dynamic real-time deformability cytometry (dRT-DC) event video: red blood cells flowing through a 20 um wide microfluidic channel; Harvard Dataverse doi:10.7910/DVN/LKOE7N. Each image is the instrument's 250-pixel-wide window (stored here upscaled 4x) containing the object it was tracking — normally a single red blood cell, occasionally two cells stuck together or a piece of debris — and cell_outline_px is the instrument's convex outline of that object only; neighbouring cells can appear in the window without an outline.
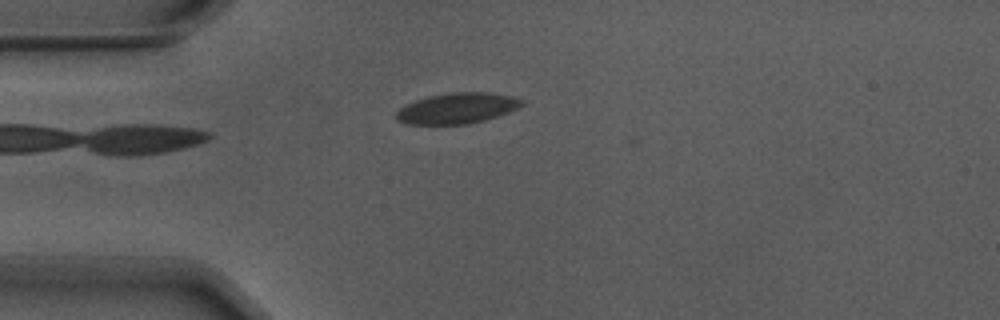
{"species": "Egyptian fruit bat (a non-hibernating species)", "species_latin": "Rousettus aegyptiacus", "temperature_condition": "warm", "stored_images_in_passage": 7, "camera_frame_rate_fps": 3000, "um_per_image_px": 0.085, "animal": {"sex": "male"}, "frame": {"image": 1, "passage_image": 5, "time_ms": 1.333, "image_size_px": [1000, 320], "cell_outline_px": [[524, 104], [508, 112], [484, 120], [468, 124], [408, 124], [396, 120], [396, 112], [400, 108], [416, 100], [428, 96], [452, 92], [488, 92], [512, 96], [524, 100]], "centroid_in_image_um": [38.86, 9.2], "position_along_channel_um": 46.1, "area_um2": 22.31}}